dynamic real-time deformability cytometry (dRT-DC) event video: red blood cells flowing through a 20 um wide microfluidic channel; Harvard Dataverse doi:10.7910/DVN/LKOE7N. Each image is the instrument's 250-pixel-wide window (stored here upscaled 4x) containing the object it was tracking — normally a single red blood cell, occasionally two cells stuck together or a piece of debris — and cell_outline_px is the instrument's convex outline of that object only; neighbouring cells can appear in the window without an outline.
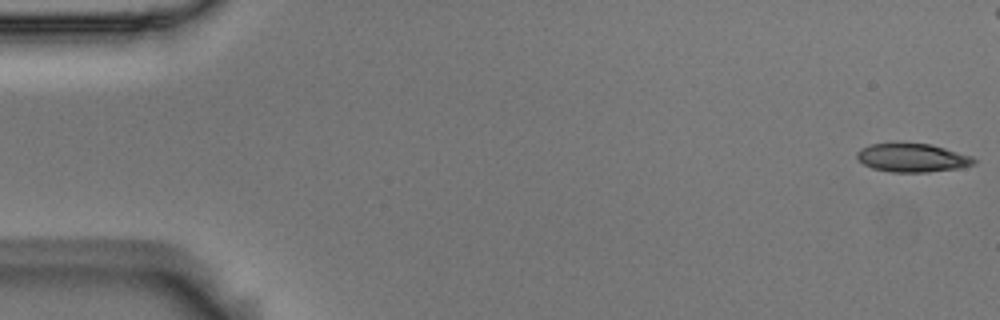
{"species": "Egyptian fruit bat (a non-hibernating species)", "species_latin": "Rousettus aegyptiacus", "temperature_condition": "room temperature", "stored_images_in_passage": 55, "camera_frame_rate_fps": 3000, "um_per_image_px": 0.085, "animal": {"sex": "male"}, "frame": {"image": 1, "passage_image": 1, "time_ms": 0.0, "image_size_px": [1000, 320], "cell_outline_px": [[976, 164], [956, 168], [928, 172], [892, 172], [872, 168], [864, 164], [856, 156], [856, 152], [860, 148], [872, 144], [928, 144], [944, 148], [972, 156], [976, 160]], "centroid_in_image_um": [77.54, 13.42], "position_along_channel_um": 7.5, "area_um2": 19.07}}
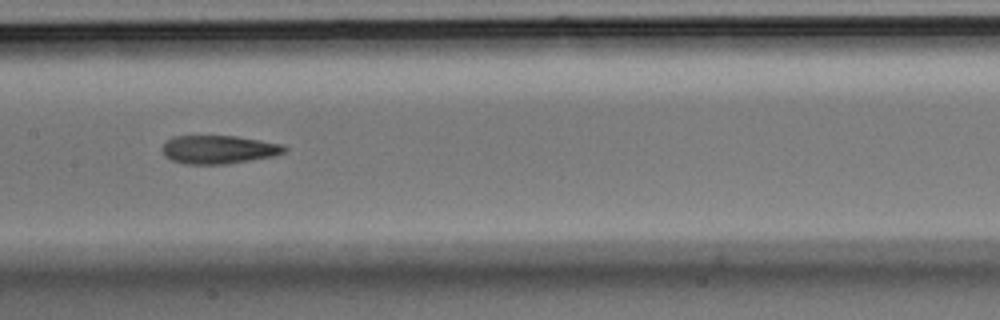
{"frame": {"image": 2, "passage_image": 27, "time_ms": 8.667, "image_size_px": [1000, 320], "cell_outline_px": [[288, 148], [284, 152], [272, 156], [228, 164], [188, 164], [172, 160], [160, 148], [172, 136], [236, 136], [284, 144]], "centroid_in_image_um": [18.61, 12.7], "position_along_channel_um": 188.8, "area_um2": 20.06}}
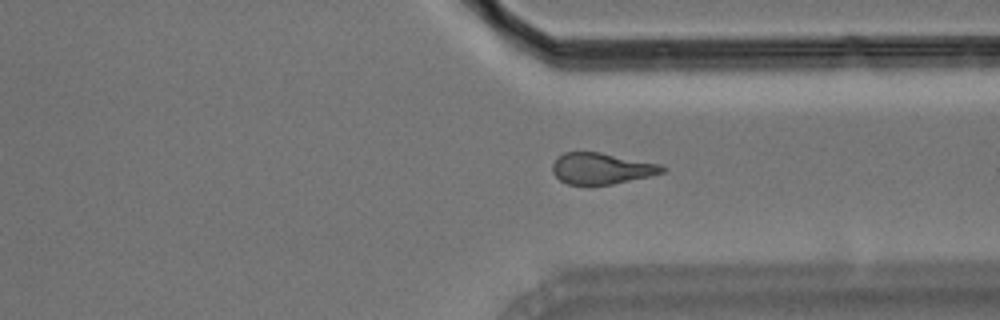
{"frame": {"image": 3, "passage_image": 41, "time_ms": 13.333, "image_size_px": [1000, 320], "cell_outline_px": [[668, 168], [664, 172], [648, 176], [612, 184], [568, 184], [560, 180], [552, 172], [552, 164], [564, 152], [600, 152], [660, 164]], "centroid_in_image_um": [51.13, 14.31], "position_along_channel_um": 360.3, "area_um2": 19.71}, "authors_computed_cell_mechanics": {"area_um2": 20.23, "velocity_mm_per_s": 3.6797, "shape_relaxation_time_tau1_ms": null, "shape_relaxation_time_tau2_ms": 2.0461, "deformation_change_tau1": null, "deformation_change_tau2": 0.107}}